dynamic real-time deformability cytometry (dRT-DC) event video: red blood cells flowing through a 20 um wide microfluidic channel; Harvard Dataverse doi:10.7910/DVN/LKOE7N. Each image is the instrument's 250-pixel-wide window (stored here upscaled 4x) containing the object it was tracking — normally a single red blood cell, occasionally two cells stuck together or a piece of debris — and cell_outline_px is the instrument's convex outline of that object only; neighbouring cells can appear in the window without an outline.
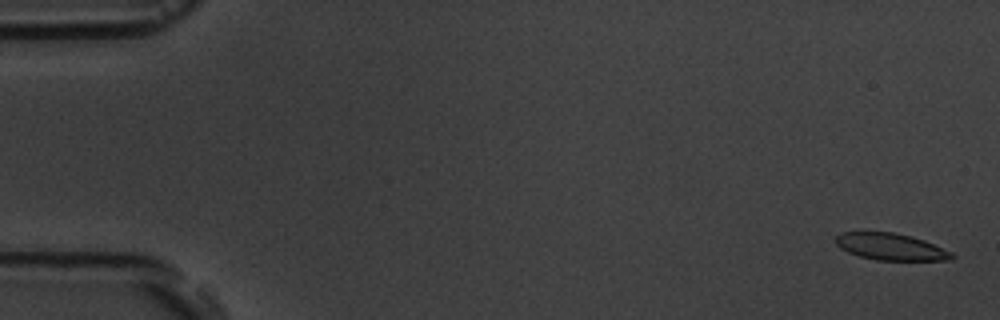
{"species": "common noctule bat (a hibernating species)", "species_latin": "Nyctalus noctula", "temperature_condition": "room temperature", "stored_images_in_passage": 11, "camera_frame_rate_fps": 3000, "um_per_image_px": 0.085, "animal": {"sex": "male", "body_mass_g": 19.5, "forearm_length_mm": 54.6}, "frame": {"image": 1, "passage_image": 1, "time_ms": 0.0, "image_size_px": [1000, 320], "cell_outline_px": [[956, 256], [952, 260], [876, 260], [860, 256], [848, 252], [840, 248], [836, 244], [836, 236], [840, 232], [892, 232], [912, 236], [924, 240], [952, 252]], "centroid_in_image_um": [75.72, 20.97], "position_along_channel_um": 9.3, "area_um2": 18.15}}
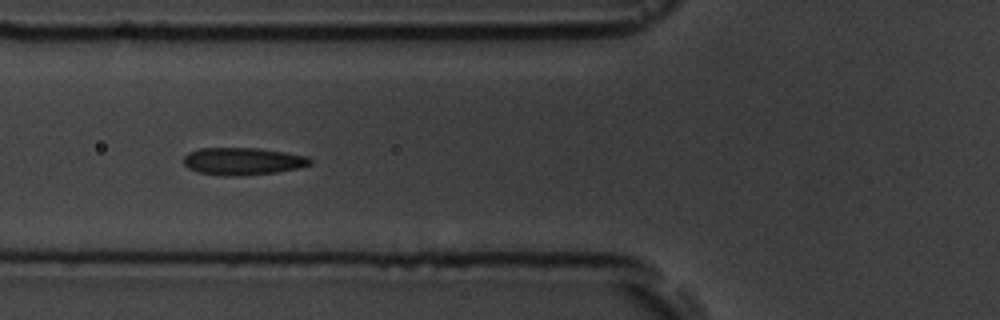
{"frame": {"image": 2, "passage_image": 6, "time_ms": 6.667, "image_size_px": [1000, 320], "cell_outline_px": [[312, 164], [300, 168], [276, 172], [236, 176], [224, 176], [200, 172], [188, 168], [184, 164], [184, 156], [188, 152], [200, 148], [260, 148], [308, 156], [312, 160]], "centroid_in_image_um": [20.66, 13.7], "position_along_channel_um": 105.1, "area_um2": 20.23}}
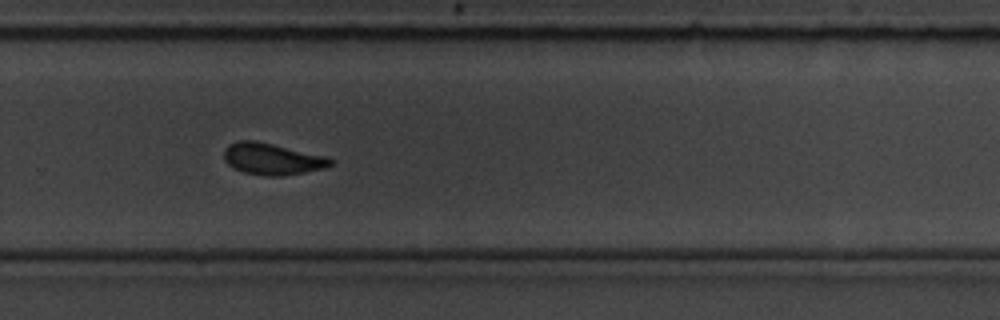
{"frame": {"image": 3, "passage_image": 11, "time_ms": 12.333, "image_size_px": [1000, 320], "cell_outline_px": [[332, 164], [324, 168], [304, 172], [280, 176], [264, 176], [244, 172], [232, 168], [224, 160], [224, 148], [228, 144], [240, 140], [256, 140], [328, 156], [332, 160]], "centroid_in_image_um": [23.11, 13.5], "position_along_channel_um": 306.7, "area_um2": 19.77}}